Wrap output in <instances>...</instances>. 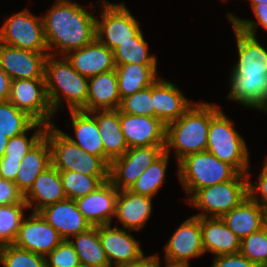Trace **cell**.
<instances>
[{
	"instance_id": "obj_37",
	"label": "cell",
	"mask_w": 267,
	"mask_h": 267,
	"mask_svg": "<svg viewBox=\"0 0 267 267\" xmlns=\"http://www.w3.org/2000/svg\"><path fill=\"white\" fill-rule=\"evenodd\" d=\"M46 128V124L35 122L23 134L9 138L2 158H8V160H22L28 151L44 137ZM31 130L35 132L28 138L27 132Z\"/></svg>"
},
{
	"instance_id": "obj_35",
	"label": "cell",
	"mask_w": 267,
	"mask_h": 267,
	"mask_svg": "<svg viewBox=\"0 0 267 267\" xmlns=\"http://www.w3.org/2000/svg\"><path fill=\"white\" fill-rule=\"evenodd\" d=\"M36 121L9 100L0 101V133L8 138L26 132Z\"/></svg>"
},
{
	"instance_id": "obj_21",
	"label": "cell",
	"mask_w": 267,
	"mask_h": 267,
	"mask_svg": "<svg viewBox=\"0 0 267 267\" xmlns=\"http://www.w3.org/2000/svg\"><path fill=\"white\" fill-rule=\"evenodd\" d=\"M39 213L63 239L86 232L92 226L78 210L75 200L65 199L45 206Z\"/></svg>"
},
{
	"instance_id": "obj_8",
	"label": "cell",
	"mask_w": 267,
	"mask_h": 267,
	"mask_svg": "<svg viewBox=\"0 0 267 267\" xmlns=\"http://www.w3.org/2000/svg\"><path fill=\"white\" fill-rule=\"evenodd\" d=\"M44 136L50 144L52 165L59 171H75L85 175H109L110 166L102 158L83 151L54 124L47 126Z\"/></svg>"
},
{
	"instance_id": "obj_53",
	"label": "cell",
	"mask_w": 267,
	"mask_h": 267,
	"mask_svg": "<svg viewBox=\"0 0 267 267\" xmlns=\"http://www.w3.org/2000/svg\"><path fill=\"white\" fill-rule=\"evenodd\" d=\"M77 267H87V266H85V265H79V266H77Z\"/></svg>"
},
{
	"instance_id": "obj_39",
	"label": "cell",
	"mask_w": 267,
	"mask_h": 267,
	"mask_svg": "<svg viewBox=\"0 0 267 267\" xmlns=\"http://www.w3.org/2000/svg\"><path fill=\"white\" fill-rule=\"evenodd\" d=\"M2 267H46L45 257L11 245L0 247Z\"/></svg>"
},
{
	"instance_id": "obj_10",
	"label": "cell",
	"mask_w": 267,
	"mask_h": 267,
	"mask_svg": "<svg viewBox=\"0 0 267 267\" xmlns=\"http://www.w3.org/2000/svg\"><path fill=\"white\" fill-rule=\"evenodd\" d=\"M0 42L33 52H49L42 17L26 9L7 17L0 28Z\"/></svg>"
},
{
	"instance_id": "obj_30",
	"label": "cell",
	"mask_w": 267,
	"mask_h": 267,
	"mask_svg": "<svg viewBox=\"0 0 267 267\" xmlns=\"http://www.w3.org/2000/svg\"><path fill=\"white\" fill-rule=\"evenodd\" d=\"M120 99L151 86L158 76L157 65H116Z\"/></svg>"
},
{
	"instance_id": "obj_23",
	"label": "cell",
	"mask_w": 267,
	"mask_h": 267,
	"mask_svg": "<svg viewBox=\"0 0 267 267\" xmlns=\"http://www.w3.org/2000/svg\"><path fill=\"white\" fill-rule=\"evenodd\" d=\"M120 102L116 69L88 78V98L82 111L114 110Z\"/></svg>"
},
{
	"instance_id": "obj_18",
	"label": "cell",
	"mask_w": 267,
	"mask_h": 267,
	"mask_svg": "<svg viewBox=\"0 0 267 267\" xmlns=\"http://www.w3.org/2000/svg\"><path fill=\"white\" fill-rule=\"evenodd\" d=\"M124 228L111 227V224L99 226V238L110 267L134 262L145 254L140 243Z\"/></svg>"
},
{
	"instance_id": "obj_3",
	"label": "cell",
	"mask_w": 267,
	"mask_h": 267,
	"mask_svg": "<svg viewBox=\"0 0 267 267\" xmlns=\"http://www.w3.org/2000/svg\"><path fill=\"white\" fill-rule=\"evenodd\" d=\"M216 104L195 102L178 120L166 125L165 152L175 150L177 163L187 155L206 151L210 119L220 110Z\"/></svg>"
},
{
	"instance_id": "obj_41",
	"label": "cell",
	"mask_w": 267,
	"mask_h": 267,
	"mask_svg": "<svg viewBox=\"0 0 267 267\" xmlns=\"http://www.w3.org/2000/svg\"><path fill=\"white\" fill-rule=\"evenodd\" d=\"M45 264L46 267H77L80 262L73 244L64 239L45 256Z\"/></svg>"
},
{
	"instance_id": "obj_32",
	"label": "cell",
	"mask_w": 267,
	"mask_h": 267,
	"mask_svg": "<svg viewBox=\"0 0 267 267\" xmlns=\"http://www.w3.org/2000/svg\"><path fill=\"white\" fill-rule=\"evenodd\" d=\"M113 54L115 65H157V57L149 54L148 44L143 37L142 31L129 41L120 43L113 50Z\"/></svg>"
},
{
	"instance_id": "obj_2",
	"label": "cell",
	"mask_w": 267,
	"mask_h": 267,
	"mask_svg": "<svg viewBox=\"0 0 267 267\" xmlns=\"http://www.w3.org/2000/svg\"><path fill=\"white\" fill-rule=\"evenodd\" d=\"M86 8L71 0H56L42 17L50 55H56L57 58L65 56L68 52L82 48L96 39L97 17L86 11Z\"/></svg>"
},
{
	"instance_id": "obj_7",
	"label": "cell",
	"mask_w": 267,
	"mask_h": 267,
	"mask_svg": "<svg viewBox=\"0 0 267 267\" xmlns=\"http://www.w3.org/2000/svg\"><path fill=\"white\" fill-rule=\"evenodd\" d=\"M177 176L189 198L196 190L232 180L238 172L210 152L187 155L177 163Z\"/></svg>"
},
{
	"instance_id": "obj_17",
	"label": "cell",
	"mask_w": 267,
	"mask_h": 267,
	"mask_svg": "<svg viewBox=\"0 0 267 267\" xmlns=\"http://www.w3.org/2000/svg\"><path fill=\"white\" fill-rule=\"evenodd\" d=\"M118 193L119 190L107 180L95 191L75 200V203L92 227L112 224Z\"/></svg>"
},
{
	"instance_id": "obj_14",
	"label": "cell",
	"mask_w": 267,
	"mask_h": 267,
	"mask_svg": "<svg viewBox=\"0 0 267 267\" xmlns=\"http://www.w3.org/2000/svg\"><path fill=\"white\" fill-rule=\"evenodd\" d=\"M63 240L39 212H32L22 220L13 245L45 257Z\"/></svg>"
},
{
	"instance_id": "obj_49",
	"label": "cell",
	"mask_w": 267,
	"mask_h": 267,
	"mask_svg": "<svg viewBox=\"0 0 267 267\" xmlns=\"http://www.w3.org/2000/svg\"><path fill=\"white\" fill-rule=\"evenodd\" d=\"M8 141L9 138L3 133H0V159L4 156L5 148L7 146Z\"/></svg>"
},
{
	"instance_id": "obj_38",
	"label": "cell",
	"mask_w": 267,
	"mask_h": 267,
	"mask_svg": "<svg viewBox=\"0 0 267 267\" xmlns=\"http://www.w3.org/2000/svg\"><path fill=\"white\" fill-rule=\"evenodd\" d=\"M239 252L257 267H267V229L263 227L241 239Z\"/></svg>"
},
{
	"instance_id": "obj_12",
	"label": "cell",
	"mask_w": 267,
	"mask_h": 267,
	"mask_svg": "<svg viewBox=\"0 0 267 267\" xmlns=\"http://www.w3.org/2000/svg\"><path fill=\"white\" fill-rule=\"evenodd\" d=\"M17 109L26 112L36 122L53 125L45 79H17L11 81L8 99Z\"/></svg>"
},
{
	"instance_id": "obj_1",
	"label": "cell",
	"mask_w": 267,
	"mask_h": 267,
	"mask_svg": "<svg viewBox=\"0 0 267 267\" xmlns=\"http://www.w3.org/2000/svg\"><path fill=\"white\" fill-rule=\"evenodd\" d=\"M232 27L238 61L229 76L228 98L248 108L267 112V49L259 43L257 36Z\"/></svg>"
},
{
	"instance_id": "obj_52",
	"label": "cell",
	"mask_w": 267,
	"mask_h": 267,
	"mask_svg": "<svg viewBox=\"0 0 267 267\" xmlns=\"http://www.w3.org/2000/svg\"><path fill=\"white\" fill-rule=\"evenodd\" d=\"M248 1L251 3V8L256 4L267 3V0H248Z\"/></svg>"
},
{
	"instance_id": "obj_15",
	"label": "cell",
	"mask_w": 267,
	"mask_h": 267,
	"mask_svg": "<svg viewBox=\"0 0 267 267\" xmlns=\"http://www.w3.org/2000/svg\"><path fill=\"white\" fill-rule=\"evenodd\" d=\"M49 52H33L0 42V67L11 78L45 79V63Z\"/></svg>"
},
{
	"instance_id": "obj_44",
	"label": "cell",
	"mask_w": 267,
	"mask_h": 267,
	"mask_svg": "<svg viewBox=\"0 0 267 267\" xmlns=\"http://www.w3.org/2000/svg\"><path fill=\"white\" fill-rule=\"evenodd\" d=\"M24 195L18 190L14 181L0 177V206L21 203Z\"/></svg>"
},
{
	"instance_id": "obj_9",
	"label": "cell",
	"mask_w": 267,
	"mask_h": 267,
	"mask_svg": "<svg viewBox=\"0 0 267 267\" xmlns=\"http://www.w3.org/2000/svg\"><path fill=\"white\" fill-rule=\"evenodd\" d=\"M103 4L100 16L96 18V39L114 50L120 43L129 41L140 31V23L130 13L125 3H110L107 0Z\"/></svg>"
},
{
	"instance_id": "obj_11",
	"label": "cell",
	"mask_w": 267,
	"mask_h": 267,
	"mask_svg": "<svg viewBox=\"0 0 267 267\" xmlns=\"http://www.w3.org/2000/svg\"><path fill=\"white\" fill-rule=\"evenodd\" d=\"M165 145L129 148L110 163L109 180L119 190H129L141 174L163 153Z\"/></svg>"
},
{
	"instance_id": "obj_13",
	"label": "cell",
	"mask_w": 267,
	"mask_h": 267,
	"mask_svg": "<svg viewBox=\"0 0 267 267\" xmlns=\"http://www.w3.org/2000/svg\"><path fill=\"white\" fill-rule=\"evenodd\" d=\"M165 263L189 265V259L200 257L204 252L201 218L191 216L172 234L164 247Z\"/></svg>"
},
{
	"instance_id": "obj_45",
	"label": "cell",
	"mask_w": 267,
	"mask_h": 267,
	"mask_svg": "<svg viewBox=\"0 0 267 267\" xmlns=\"http://www.w3.org/2000/svg\"><path fill=\"white\" fill-rule=\"evenodd\" d=\"M211 267H257L240 252L216 256Z\"/></svg>"
},
{
	"instance_id": "obj_24",
	"label": "cell",
	"mask_w": 267,
	"mask_h": 267,
	"mask_svg": "<svg viewBox=\"0 0 267 267\" xmlns=\"http://www.w3.org/2000/svg\"><path fill=\"white\" fill-rule=\"evenodd\" d=\"M152 213V198L121 190L116 201L115 218L123 228L131 231L142 229Z\"/></svg>"
},
{
	"instance_id": "obj_22",
	"label": "cell",
	"mask_w": 267,
	"mask_h": 267,
	"mask_svg": "<svg viewBox=\"0 0 267 267\" xmlns=\"http://www.w3.org/2000/svg\"><path fill=\"white\" fill-rule=\"evenodd\" d=\"M65 199L59 170L53 165L38 175L30 190L24 195L28 209H32L33 212H39L45 206Z\"/></svg>"
},
{
	"instance_id": "obj_5",
	"label": "cell",
	"mask_w": 267,
	"mask_h": 267,
	"mask_svg": "<svg viewBox=\"0 0 267 267\" xmlns=\"http://www.w3.org/2000/svg\"><path fill=\"white\" fill-rule=\"evenodd\" d=\"M206 150L240 174H248L250 171L246 141L221 109L210 119Z\"/></svg>"
},
{
	"instance_id": "obj_50",
	"label": "cell",
	"mask_w": 267,
	"mask_h": 267,
	"mask_svg": "<svg viewBox=\"0 0 267 267\" xmlns=\"http://www.w3.org/2000/svg\"><path fill=\"white\" fill-rule=\"evenodd\" d=\"M160 258L158 257V255H155V267H161V262L159 260ZM165 267H190L187 265H183V264H170V263H166Z\"/></svg>"
},
{
	"instance_id": "obj_48",
	"label": "cell",
	"mask_w": 267,
	"mask_h": 267,
	"mask_svg": "<svg viewBox=\"0 0 267 267\" xmlns=\"http://www.w3.org/2000/svg\"><path fill=\"white\" fill-rule=\"evenodd\" d=\"M114 267H155V255L143 256L137 261L123 263Z\"/></svg>"
},
{
	"instance_id": "obj_6",
	"label": "cell",
	"mask_w": 267,
	"mask_h": 267,
	"mask_svg": "<svg viewBox=\"0 0 267 267\" xmlns=\"http://www.w3.org/2000/svg\"><path fill=\"white\" fill-rule=\"evenodd\" d=\"M251 174L238 173L232 180L196 190L186 200L201 213L199 218H222L248 196V180Z\"/></svg>"
},
{
	"instance_id": "obj_43",
	"label": "cell",
	"mask_w": 267,
	"mask_h": 267,
	"mask_svg": "<svg viewBox=\"0 0 267 267\" xmlns=\"http://www.w3.org/2000/svg\"><path fill=\"white\" fill-rule=\"evenodd\" d=\"M264 161L262 170L259 173L258 183L255 182L252 184V182L248 180V196L261 207L267 206V156Z\"/></svg>"
},
{
	"instance_id": "obj_29",
	"label": "cell",
	"mask_w": 267,
	"mask_h": 267,
	"mask_svg": "<svg viewBox=\"0 0 267 267\" xmlns=\"http://www.w3.org/2000/svg\"><path fill=\"white\" fill-rule=\"evenodd\" d=\"M222 220L238 238L243 239L263 228V210L247 196L237 207L227 212Z\"/></svg>"
},
{
	"instance_id": "obj_16",
	"label": "cell",
	"mask_w": 267,
	"mask_h": 267,
	"mask_svg": "<svg viewBox=\"0 0 267 267\" xmlns=\"http://www.w3.org/2000/svg\"><path fill=\"white\" fill-rule=\"evenodd\" d=\"M121 130L128 148L165 145L166 125L156 117L119 111Z\"/></svg>"
},
{
	"instance_id": "obj_40",
	"label": "cell",
	"mask_w": 267,
	"mask_h": 267,
	"mask_svg": "<svg viewBox=\"0 0 267 267\" xmlns=\"http://www.w3.org/2000/svg\"><path fill=\"white\" fill-rule=\"evenodd\" d=\"M118 110L130 115L155 117L152 85L122 98Z\"/></svg>"
},
{
	"instance_id": "obj_46",
	"label": "cell",
	"mask_w": 267,
	"mask_h": 267,
	"mask_svg": "<svg viewBox=\"0 0 267 267\" xmlns=\"http://www.w3.org/2000/svg\"><path fill=\"white\" fill-rule=\"evenodd\" d=\"M22 160H8V158L0 159V177L15 181L19 166Z\"/></svg>"
},
{
	"instance_id": "obj_36",
	"label": "cell",
	"mask_w": 267,
	"mask_h": 267,
	"mask_svg": "<svg viewBox=\"0 0 267 267\" xmlns=\"http://www.w3.org/2000/svg\"><path fill=\"white\" fill-rule=\"evenodd\" d=\"M24 209H28L24 200L21 203L0 206V247L14 243L24 219Z\"/></svg>"
},
{
	"instance_id": "obj_4",
	"label": "cell",
	"mask_w": 267,
	"mask_h": 267,
	"mask_svg": "<svg viewBox=\"0 0 267 267\" xmlns=\"http://www.w3.org/2000/svg\"><path fill=\"white\" fill-rule=\"evenodd\" d=\"M56 57L49 54L45 63L46 90L54 114L63 107L62 101L69 111L81 110L87 103L88 77L80 75L65 56Z\"/></svg>"
},
{
	"instance_id": "obj_33",
	"label": "cell",
	"mask_w": 267,
	"mask_h": 267,
	"mask_svg": "<svg viewBox=\"0 0 267 267\" xmlns=\"http://www.w3.org/2000/svg\"><path fill=\"white\" fill-rule=\"evenodd\" d=\"M63 191L67 199L77 200L95 191L109 175H85L75 171H59Z\"/></svg>"
},
{
	"instance_id": "obj_47",
	"label": "cell",
	"mask_w": 267,
	"mask_h": 267,
	"mask_svg": "<svg viewBox=\"0 0 267 267\" xmlns=\"http://www.w3.org/2000/svg\"><path fill=\"white\" fill-rule=\"evenodd\" d=\"M11 81V78L0 67V101L9 99Z\"/></svg>"
},
{
	"instance_id": "obj_42",
	"label": "cell",
	"mask_w": 267,
	"mask_h": 267,
	"mask_svg": "<svg viewBox=\"0 0 267 267\" xmlns=\"http://www.w3.org/2000/svg\"><path fill=\"white\" fill-rule=\"evenodd\" d=\"M256 21L247 20L227 13L229 22L239 30L256 37V29L262 26L267 31V3L256 4L252 7Z\"/></svg>"
},
{
	"instance_id": "obj_31",
	"label": "cell",
	"mask_w": 267,
	"mask_h": 267,
	"mask_svg": "<svg viewBox=\"0 0 267 267\" xmlns=\"http://www.w3.org/2000/svg\"><path fill=\"white\" fill-rule=\"evenodd\" d=\"M69 241L74 246L80 265L110 267L99 238V226L91 227L86 232L74 235Z\"/></svg>"
},
{
	"instance_id": "obj_51",
	"label": "cell",
	"mask_w": 267,
	"mask_h": 267,
	"mask_svg": "<svg viewBox=\"0 0 267 267\" xmlns=\"http://www.w3.org/2000/svg\"><path fill=\"white\" fill-rule=\"evenodd\" d=\"M262 210H263V227L267 229V206H263Z\"/></svg>"
},
{
	"instance_id": "obj_27",
	"label": "cell",
	"mask_w": 267,
	"mask_h": 267,
	"mask_svg": "<svg viewBox=\"0 0 267 267\" xmlns=\"http://www.w3.org/2000/svg\"><path fill=\"white\" fill-rule=\"evenodd\" d=\"M70 119L76 139L60 130L71 142L83 151L96 155L105 161L104 146L95 117L82 110H70Z\"/></svg>"
},
{
	"instance_id": "obj_19",
	"label": "cell",
	"mask_w": 267,
	"mask_h": 267,
	"mask_svg": "<svg viewBox=\"0 0 267 267\" xmlns=\"http://www.w3.org/2000/svg\"><path fill=\"white\" fill-rule=\"evenodd\" d=\"M65 57L80 75L88 78L116 68L113 51L97 39L68 52Z\"/></svg>"
},
{
	"instance_id": "obj_26",
	"label": "cell",
	"mask_w": 267,
	"mask_h": 267,
	"mask_svg": "<svg viewBox=\"0 0 267 267\" xmlns=\"http://www.w3.org/2000/svg\"><path fill=\"white\" fill-rule=\"evenodd\" d=\"M204 252H212L214 257L237 253L241 239L227 227L222 218H201Z\"/></svg>"
},
{
	"instance_id": "obj_34",
	"label": "cell",
	"mask_w": 267,
	"mask_h": 267,
	"mask_svg": "<svg viewBox=\"0 0 267 267\" xmlns=\"http://www.w3.org/2000/svg\"><path fill=\"white\" fill-rule=\"evenodd\" d=\"M168 162L169 154L164 152L141 174L129 190L153 198L164 183Z\"/></svg>"
},
{
	"instance_id": "obj_25",
	"label": "cell",
	"mask_w": 267,
	"mask_h": 267,
	"mask_svg": "<svg viewBox=\"0 0 267 267\" xmlns=\"http://www.w3.org/2000/svg\"><path fill=\"white\" fill-rule=\"evenodd\" d=\"M96 119L104 146L105 162L121 157L129 148L121 130L119 110H96L90 112Z\"/></svg>"
},
{
	"instance_id": "obj_20",
	"label": "cell",
	"mask_w": 267,
	"mask_h": 267,
	"mask_svg": "<svg viewBox=\"0 0 267 267\" xmlns=\"http://www.w3.org/2000/svg\"><path fill=\"white\" fill-rule=\"evenodd\" d=\"M155 117L165 125L178 120L194 103L172 82L159 77L152 84Z\"/></svg>"
},
{
	"instance_id": "obj_28",
	"label": "cell",
	"mask_w": 267,
	"mask_h": 267,
	"mask_svg": "<svg viewBox=\"0 0 267 267\" xmlns=\"http://www.w3.org/2000/svg\"><path fill=\"white\" fill-rule=\"evenodd\" d=\"M52 165L51 148L44 136L23 157L15 183L18 190L25 195L33 185L38 175Z\"/></svg>"
}]
</instances>
